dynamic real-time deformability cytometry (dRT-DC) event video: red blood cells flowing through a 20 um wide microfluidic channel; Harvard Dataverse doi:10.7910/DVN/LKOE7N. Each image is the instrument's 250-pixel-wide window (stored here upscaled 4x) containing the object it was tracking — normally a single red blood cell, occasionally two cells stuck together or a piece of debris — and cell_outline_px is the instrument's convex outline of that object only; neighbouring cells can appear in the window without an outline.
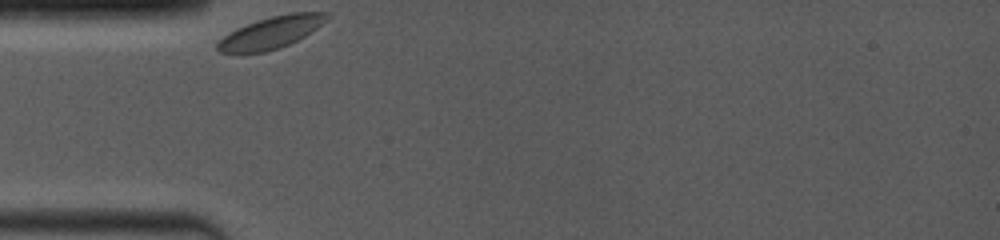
{"species": "common noctule bat (a hibernating species)", "species_latin": "Nyctalus noctula", "temperature_condition": "room temperature", "stored_images_in_passage": 50, "camera_frame_rate_fps": 4000, "um_per_image_px": 0.085, "animal": {"sex": "female", "body_mass_g": 19.0, "forearm_length_mm": 53.3}, "frame": {"image": 1, "passage_image": 1, "time_ms": 0.0, "image_size_px": [1000, 240], "cell_outline_px": [[328, 16], [316, 28], [304, 36], [288, 44], [264, 52], [220, 52], [216, 48], [216, 44], [224, 36], [256, 20], [288, 12], [328, 12]], "centroid_in_image_um": [23.05, 2.74], "position_along_channel_um": 62.0, "area_um2": 19.65}}
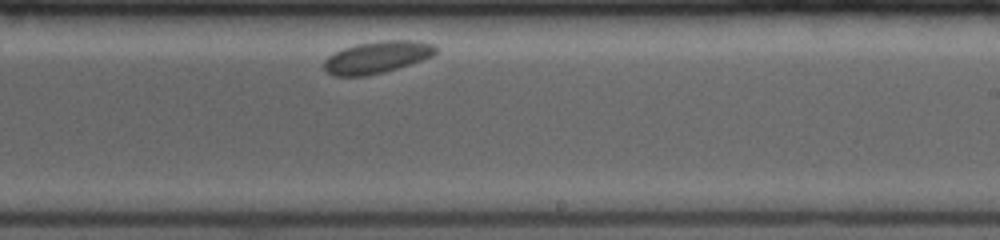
{"frame": {"image": 2, "passage_image": 30, "time_ms": 5.75, "image_size_px": [1000, 240], "cell_outline_px": [[436, 52], [432, 56], [384, 72], [364, 76], [332, 76], [324, 68], [324, 60], [328, 56], [344, 48], [360, 44], [380, 40], [416, 40], [432, 44], [436, 48]], "centroid_in_image_um": [32.03, 4.86], "position_along_channel_um": 257.0, "area_um2": 20.52}}
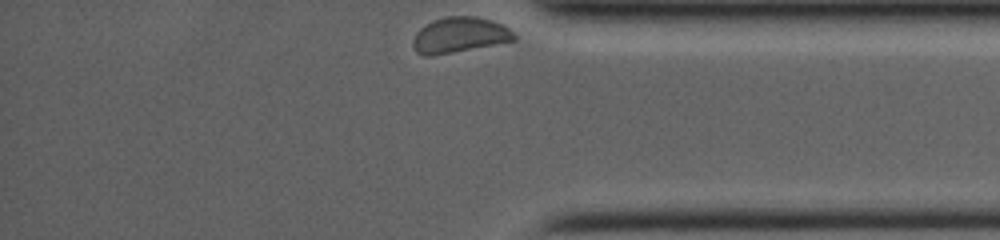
{"frame": {"image": 3, "passage_image": 50, "time_ms": 9.75, "image_size_px": [1000, 240], "cell_outline_px": [[516, 40], [432, 56], [424, 56], [416, 52], [412, 44], [412, 40], [416, 32], [420, 28], [432, 20], [444, 16], [476, 16], [492, 20], [508, 28], [516, 36]], "centroid_in_image_um": [39.02, 2.97], "position_along_channel_um": 396.2, "area_um2": 20.92}}